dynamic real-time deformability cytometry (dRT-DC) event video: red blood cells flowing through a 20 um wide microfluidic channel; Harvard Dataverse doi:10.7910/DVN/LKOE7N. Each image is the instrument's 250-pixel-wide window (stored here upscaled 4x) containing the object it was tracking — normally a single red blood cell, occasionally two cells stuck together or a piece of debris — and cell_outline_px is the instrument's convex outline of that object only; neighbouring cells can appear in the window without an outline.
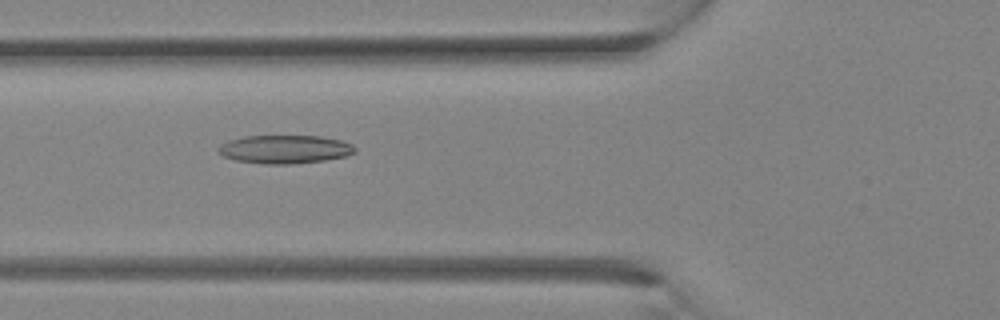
{"species": "Egyptian fruit bat (a non-hibernating species)", "species_latin": "Rousettus aegyptiacus", "temperature_condition": "room temperature", "stored_images_in_passage": 31, "camera_frame_rate_fps": 3000, "um_per_image_px": 0.085, "animal": {"sex": "female"}, "frame": {"image": 1, "passage_image": 12, "time_ms": 3.667, "image_size_px": [1000, 320], "cell_outline_px": [[356, 152], [348, 156], [324, 160], [292, 164], [264, 164], [236, 160], [224, 156], [216, 152], [216, 148], [220, 144], [228, 140], [244, 136], [320, 136], [340, 140], [352, 144], [356, 148]], "centroid_in_image_um": [24.19, 12.69], "position_along_channel_um": 101.6, "area_um2": 22.77}}
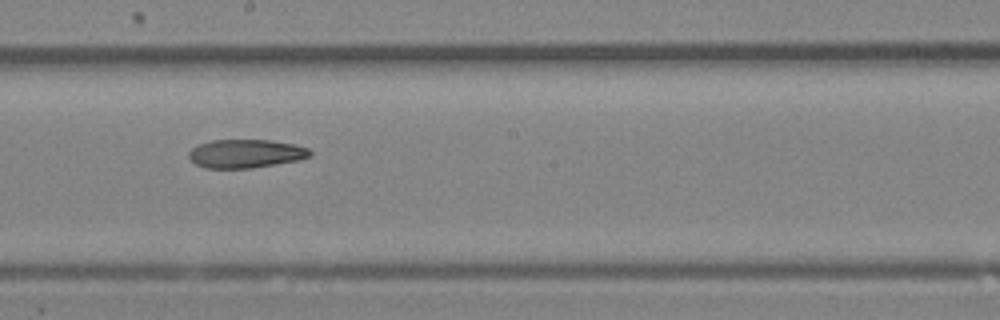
{"frame": {"image": 2, "passage_image": 18, "time_ms": 5.667, "image_size_px": [1000, 320], "cell_outline_px": [[312, 156], [300, 160], [252, 168], [204, 168], [196, 164], [188, 156], [188, 152], [196, 144], [212, 140], [272, 140], [296, 144], [308, 148], [312, 152]], "centroid_in_image_um": [20.91, 13.05], "position_along_channel_um": 227.3, "area_um2": 20.4}}
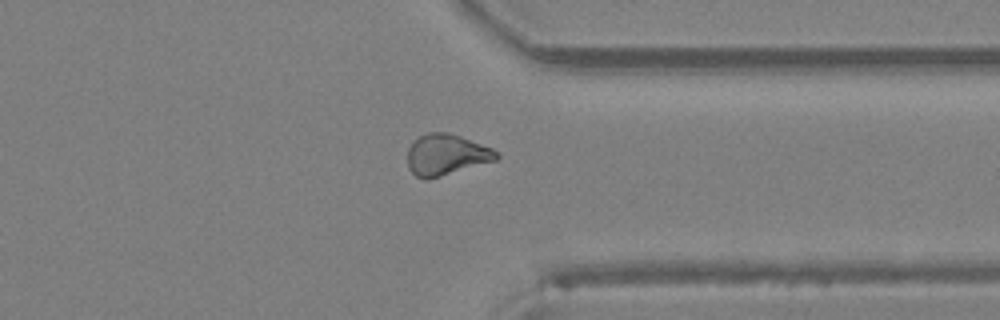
{"frame": {"image": 3, "passage_image": 25, "time_ms": 8.0, "image_size_px": [1000, 320], "cell_outline_px": [[500, 156], [496, 160], [428, 180], [416, 176], [408, 168], [408, 148], [420, 136], [428, 132], [448, 132], [460, 136], [492, 148]], "centroid_in_image_um": [37.92, 13.16], "position_along_channel_um": 373.5, "area_um2": 21.1}}